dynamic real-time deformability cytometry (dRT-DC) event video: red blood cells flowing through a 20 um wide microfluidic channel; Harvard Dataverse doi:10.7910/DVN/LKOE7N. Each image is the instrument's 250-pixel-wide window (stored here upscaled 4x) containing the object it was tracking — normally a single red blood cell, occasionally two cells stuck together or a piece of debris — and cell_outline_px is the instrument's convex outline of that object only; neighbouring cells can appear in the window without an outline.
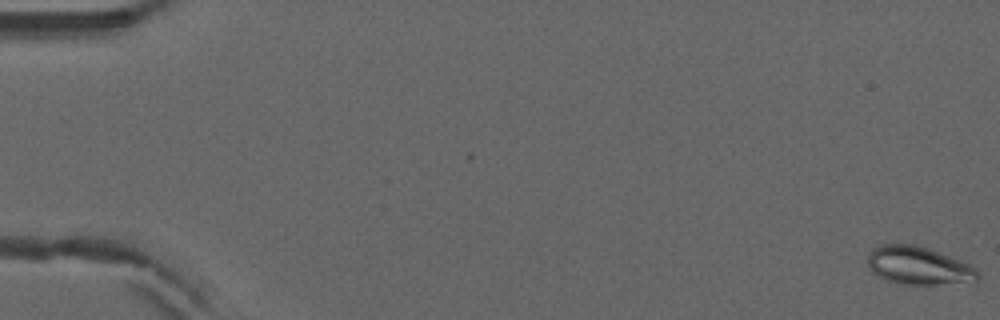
{"species": "common noctule bat (a hibernating species)", "species_latin": "Nyctalus noctula", "temperature_condition": "warm", "stored_images_in_passage": 54, "camera_frame_rate_fps": 3000, "um_per_image_px": 0.085, "animal": {"sex": "male", "forearm_length_mm": 52.5}, "frame": {"image": 1, "passage_image": 1, "time_ms": 0.0, "image_size_px": [1000, 320], "cell_outline_px": [[980, 284], [908, 284], [888, 280], [876, 276], [872, 272], [868, 264], [868, 256], [872, 248], [880, 244], [916, 244], [928, 248], [968, 264], [976, 268], [980, 272]], "centroid_in_image_um": [78.16, 22.6], "position_along_channel_um": 6.8, "area_um2": 24.8}}
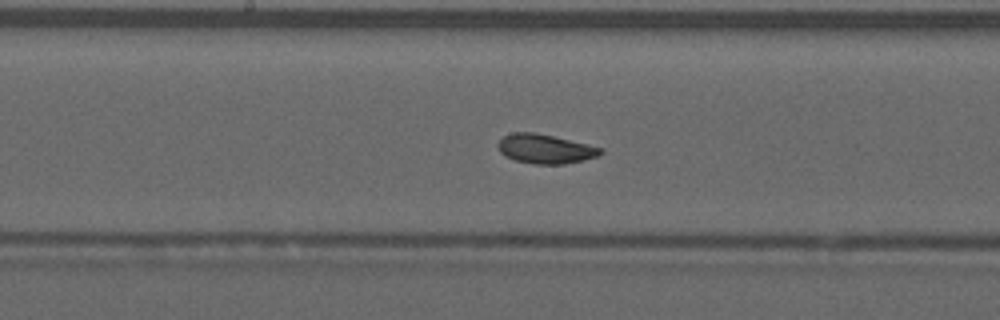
{"frame": {"image": 2, "passage_image": 29, "time_ms": 9.333, "image_size_px": [1000, 320], "cell_outline_px": [[604, 152], [596, 156], [584, 160], [564, 164], [532, 164], [516, 160], [504, 156], [500, 152], [496, 144], [504, 136], [512, 132], [536, 132], [588, 144], [604, 148]], "centroid_in_image_um": [46.34, 12.65], "position_along_channel_um": 201.9, "area_um2": 17.63}}
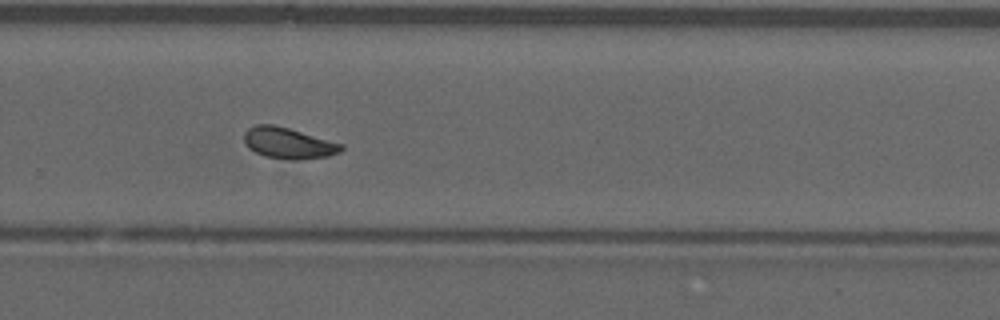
{"frame": {"image": 3, "passage_image": 37, "time_ms": 12.0, "image_size_px": [1000, 320], "cell_outline_px": [[344, 148], [340, 152], [328, 156], [300, 160], [292, 160], [264, 156], [248, 148], [244, 140], [244, 132], [248, 128], [256, 124], [272, 124], [288, 128], [344, 144]], "centroid_in_image_um": [24.51, 12.17], "position_along_channel_um": 305.3, "area_um2": 17.63}, "authors_computed_cell_mechanics": {"area_um2": 17.8891, "velocity_mm_per_s": 3.8949, "shape_relaxation_time_tau1_ms": 5.3333, "shape_relaxation_time_tau2_ms": 2.4673, "deformation_change_tau1": 0.103, "deformation_change_tau2": 0.0662}}